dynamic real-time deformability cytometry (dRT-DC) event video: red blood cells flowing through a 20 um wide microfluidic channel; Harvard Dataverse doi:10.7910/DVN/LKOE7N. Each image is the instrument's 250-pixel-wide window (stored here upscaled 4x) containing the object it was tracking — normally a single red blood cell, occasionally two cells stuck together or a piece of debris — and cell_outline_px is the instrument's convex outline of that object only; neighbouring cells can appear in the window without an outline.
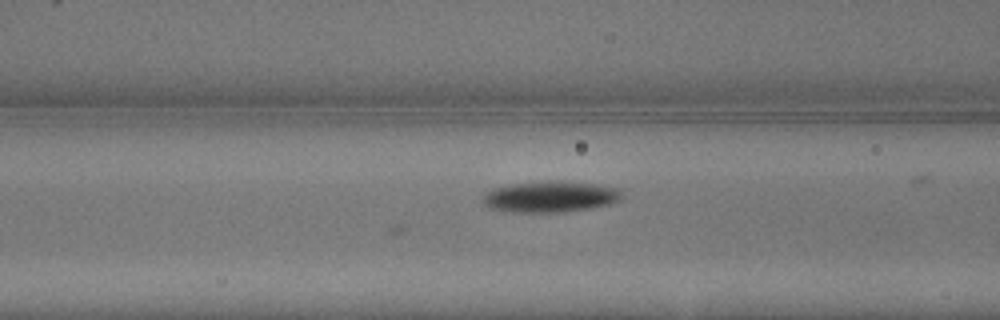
{"species": "common noctule bat (a hibernating species)", "species_latin": "Nyctalus noctula", "temperature_condition": "warm", "stored_images_in_passage": 8, "camera_frame_rate_fps": 3000, "um_per_image_px": 0.085, "animal": {"sex": "male", "body_mass_g": 13.3}, "frame": {"image": 1, "passage_image": 6, "time_ms": 1.667, "image_size_px": [1000, 320], "cell_outline_px": [[624, 196], [620, 200], [612, 204], [592, 208], [564, 212], [516, 212], [488, 208], [480, 200], [488, 192], [496, 188], [512, 184], [548, 180], [560, 180], [596, 184], [620, 188]], "centroid_in_image_um": [46.85, 16.71], "position_along_channel_um": 119.8, "area_um2": 25.55}}
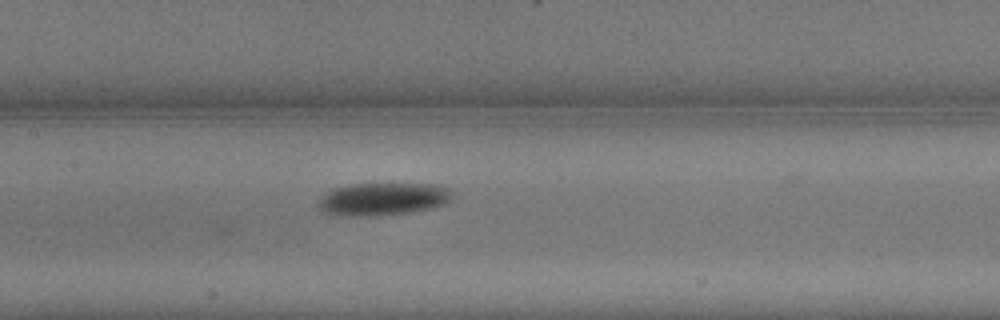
{"frame": {"image": 2, "passage_image": 8, "time_ms": 2.333, "image_size_px": [1000, 320], "cell_outline_px": [[452, 196], [444, 204], [432, 208], [408, 212], [376, 216], [336, 216], [324, 212], [316, 204], [320, 196], [324, 192], [332, 188], [352, 184], [432, 184], [448, 188], [452, 192]], "centroid_in_image_um": [32.46, 16.92], "position_along_channel_um": 174.9, "area_um2": 25.72}}